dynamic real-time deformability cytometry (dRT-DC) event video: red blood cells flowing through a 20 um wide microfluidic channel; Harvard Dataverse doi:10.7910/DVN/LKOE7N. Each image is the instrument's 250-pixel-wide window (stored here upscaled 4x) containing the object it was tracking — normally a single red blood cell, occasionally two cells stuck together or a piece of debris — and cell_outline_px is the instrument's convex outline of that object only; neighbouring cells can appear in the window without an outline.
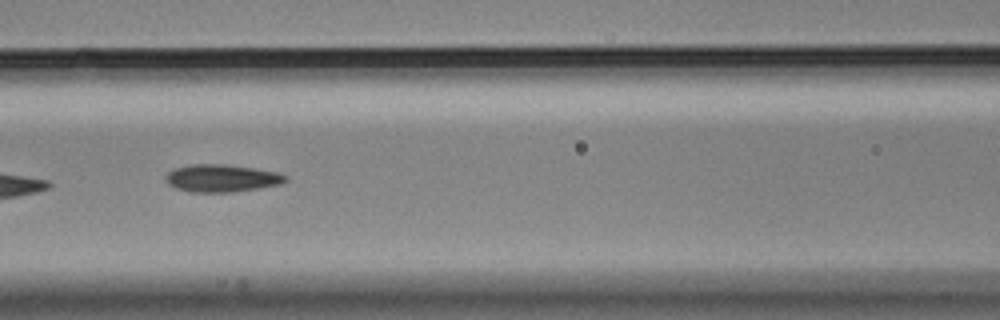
{"species": "Egyptian fruit bat (a non-hibernating species)", "species_latin": "Rousettus aegyptiacus", "temperature_condition": "cold", "stored_images_in_passage": 8, "camera_frame_rate_fps": 3000, "um_per_image_px": 0.085, "animal": {"sex": "male"}, "frame": {"image": 1, "passage_image": 7, "time_ms": 2.0, "image_size_px": [1000, 320], "cell_outline_px": [[288, 180], [280, 184], [260, 188], [232, 192], [188, 192], [176, 188], [168, 184], [164, 180], [164, 176], [168, 172], [176, 168], [192, 164], [224, 164], [252, 168], [276, 172], [288, 176]], "centroid_in_image_um": [18.82, 15.15], "position_along_channel_um": 147.8, "area_um2": 19.25}}